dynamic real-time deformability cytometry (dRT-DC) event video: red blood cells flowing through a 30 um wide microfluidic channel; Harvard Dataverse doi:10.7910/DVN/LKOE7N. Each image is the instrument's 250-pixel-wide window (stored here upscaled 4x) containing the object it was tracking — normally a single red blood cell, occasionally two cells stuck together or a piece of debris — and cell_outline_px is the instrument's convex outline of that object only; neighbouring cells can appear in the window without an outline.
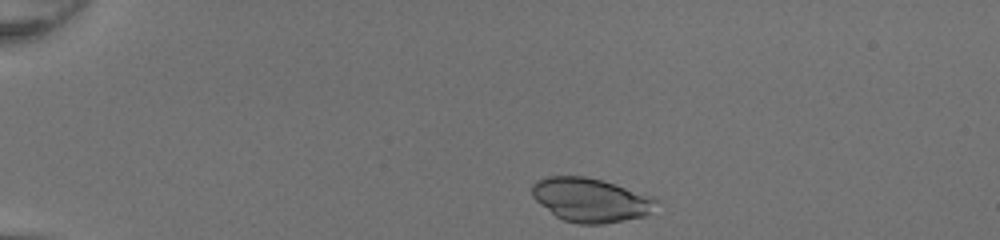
{"species": "common noctule bat (a hibernating species)", "species_latin": "Nyctalus noctula", "temperature_condition": "room temperature", "stored_images_in_passage": 35, "camera_frame_rate_fps": 3000, "um_per_image_px": 0.085, "animal": {"sex": "female", "body_mass_g": 20.0, "forearm_length_mm": 54.0}, "frame": {"image": 1, "passage_image": 1, "time_ms": 0.0, "image_size_px": [1000, 240], "cell_outline_px": [[656, 200], [648, 212], [644, 216], [604, 224], [580, 224], [564, 220], [556, 216], [540, 204], [532, 196], [532, 184], [536, 180], [548, 176], [584, 176], [600, 180], [652, 196]], "centroid_in_image_um": [50.13, 16.99], "position_along_channel_um": 34.9, "area_um2": 31.21}}